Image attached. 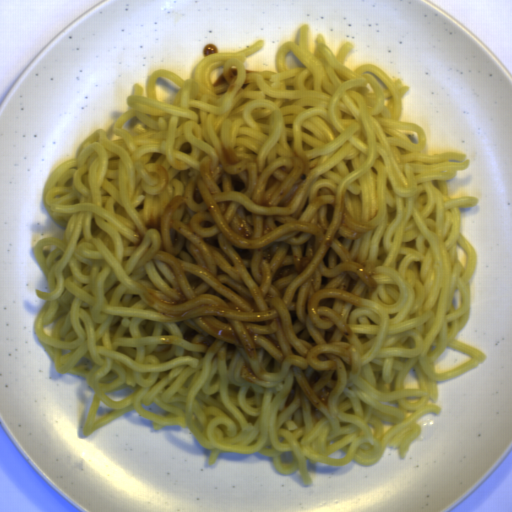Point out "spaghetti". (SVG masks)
<instances>
[{"instance_id": "c7327b10", "label": "spaghetti", "mask_w": 512, "mask_h": 512, "mask_svg": "<svg viewBox=\"0 0 512 512\" xmlns=\"http://www.w3.org/2000/svg\"><path fill=\"white\" fill-rule=\"evenodd\" d=\"M259 39L237 52L205 55L184 80L150 69L133 83L129 107L98 128L52 169L44 208L63 239L42 237L32 253L48 292L33 325L56 373L84 377L94 391L84 437L133 411L151 422L186 428L210 451L272 457L281 474L307 464H377L386 449L407 458L422 433L417 421L439 415L437 381L479 366L487 354L456 336L471 314L470 279L478 257L461 232V207L472 194L449 195V180L470 166L466 153L424 152L427 136L401 119L411 87L375 64H345L355 46L336 51L309 25L275 55L273 70L246 69ZM230 68L236 91L213 87ZM222 147L276 164L288 151L310 155L325 187L340 190L354 214L381 221L351 251L379 260L369 301L353 318L355 373L328 409L280 406L295 388L286 369L244 382L241 359L207 363L188 345L172 346L170 318L140 305L138 288L169 281L160 263L137 262L129 238L153 190L156 163H193Z\"/></svg>"}]
</instances>
